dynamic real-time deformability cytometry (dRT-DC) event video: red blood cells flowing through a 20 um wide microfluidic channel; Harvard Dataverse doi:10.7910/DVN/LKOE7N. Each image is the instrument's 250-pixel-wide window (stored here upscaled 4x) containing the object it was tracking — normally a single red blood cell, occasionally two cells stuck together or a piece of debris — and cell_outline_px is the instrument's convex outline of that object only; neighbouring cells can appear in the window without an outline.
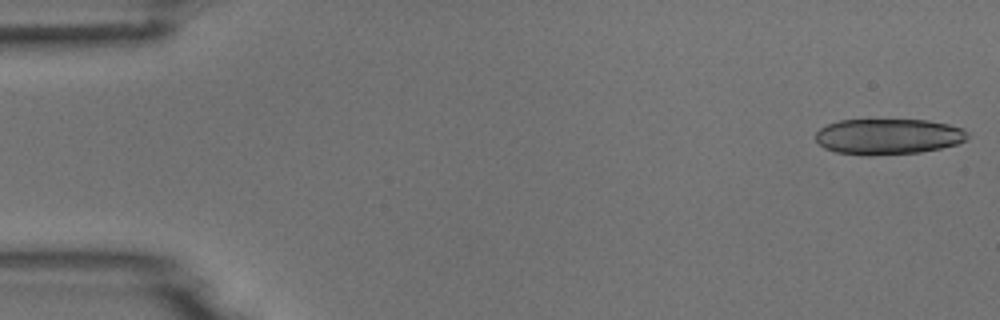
{"species": "common noctule bat (a hibernating species)", "species_latin": "Nyctalus noctula", "temperature_condition": "room temperature", "stored_images_in_passage": 17, "camera_frame_rate_fps": 3000, "um_per_image_px": 0.085, "animal": {"sex": "male", "body_mass_g": 18.8}, "frame": {"image": 1, "passage_image": 1, "time_ms": 0.0, "image_size_px": [1000, 320], "cell_outline_px": [[968, 136], [964, 140], [956, 144], [940, 148], [920, 152], [872, 156], [868, 156], [836, 152], [824, 148], [816, 140], [816, 132], [820, 128], [828, 124], [840, 120], [928, 120], [948, 124], [964, 128], [968, 132]], "centroid_in_image_um": [75.49, 11.61], "position_along_channel_um": 9.5, "area_um2": 31.73}}